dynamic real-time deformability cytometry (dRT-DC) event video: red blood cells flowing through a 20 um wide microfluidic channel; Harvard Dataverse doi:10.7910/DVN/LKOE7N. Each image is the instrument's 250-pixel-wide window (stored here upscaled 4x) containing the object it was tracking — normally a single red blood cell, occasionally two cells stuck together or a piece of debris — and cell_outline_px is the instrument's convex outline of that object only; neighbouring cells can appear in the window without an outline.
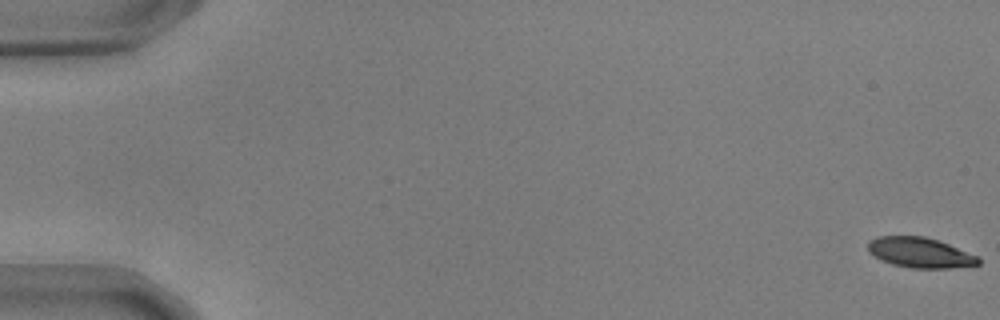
{"species": "common noctule bat (a hibernating species)", "species_latin": "Nyctalus noctula", "temperature_condition": "warm", "stored_images_in_passage": 56, "camera_frame_rate_fps": 3000, "um_per_image_px": 0.085, "animal": {"sex": "male", "body_mass_g": 17.9, "forearm_length_mm": 54.2}, "frame": {"image": 1, "passage_image": 1, "time_ms": 0.0, "image_size_px": [1000, 320], "cell_outline_px": [[980, 264], [952, 268], [912, 268], [892, 264], [880, 260], [868, 252], [868, 240], [876, 236], [924, 236], [948, 244], [980, 256]], "centroid_in_image_um": [78.19, 21.47], "position_along_channel_um": 6.8, "area_um2": 19.59}}
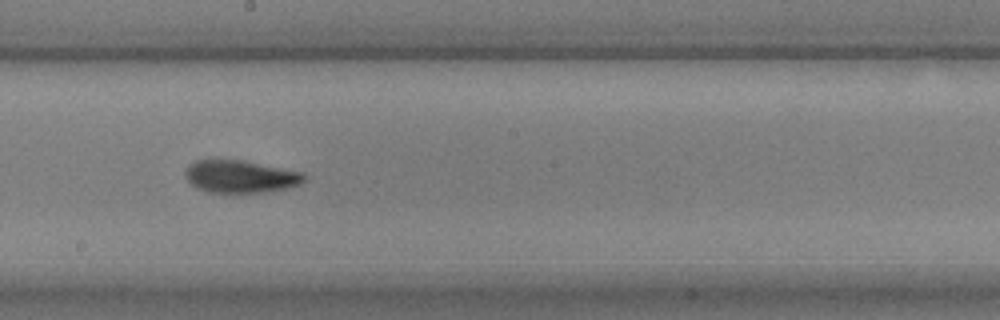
{"frame": {"image": 2, "passage_image": 32, "time_ms": 10.333, "image_size_px": [1000, 320], "cell_outline_px": [[308, 176], [300, 184], [292, 188], [264, 192], [208, 192], [196, 188], [184, 176], [184, 168], [188, 164], [196, 160], [244, 160], [304, 172]], "centroid_in_image_um": [20.46, 15.0], "position_along_channel_um": 227.7, "area_um2": 22.89}}
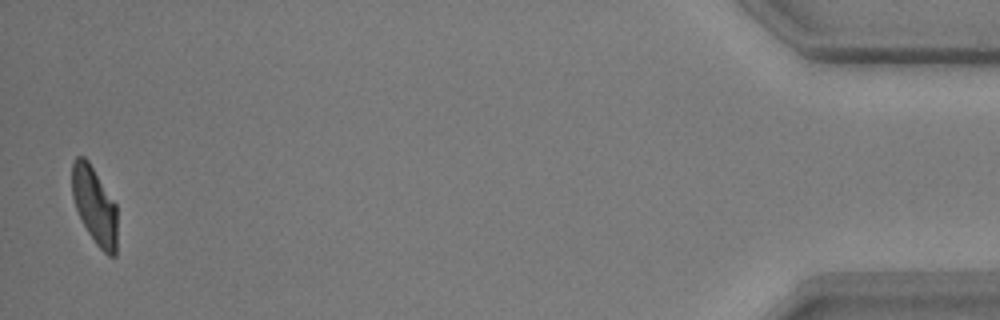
{"frame": {"image": 3, "passage_image": 55, "time_ms": 18.0, "image_size_px": [1000, 320], "cell_outline_px": [[116, 256], [108, 256], [96, 244], [88, 232], [76, 208], [72, 196], [72, 164], [76, 156], [84, 156], [88, 160], [116, 204]], "centroid_in_image_um": [8.03, 17.45], "position_along_channel_um": 427.2, "area_um2": 20.11}, "authors_computed_cell_mechanics": {"area_um2": 21.9062, "velocity_mm_per_s": 3.6934, "shape_relaxation_time_tau1_ms": 5.7138, "shape_relaxation_time_tau2_ms": 2.3046, "deformation_change_tau1": 0.184, "deformation_change_tau2": 0.0806}}